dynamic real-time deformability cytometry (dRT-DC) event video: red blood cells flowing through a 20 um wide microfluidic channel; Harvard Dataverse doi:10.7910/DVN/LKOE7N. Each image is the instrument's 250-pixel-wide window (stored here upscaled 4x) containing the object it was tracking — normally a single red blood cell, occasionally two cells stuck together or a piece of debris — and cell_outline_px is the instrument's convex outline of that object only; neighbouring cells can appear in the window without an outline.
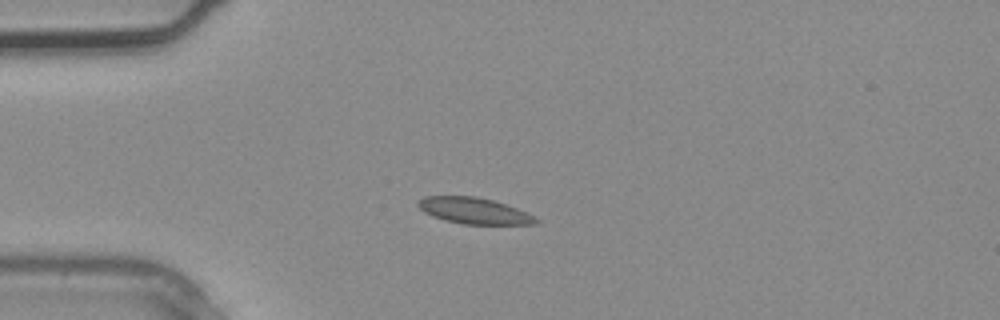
{"species": "common noctule bat (a hibernating species)", "species_latin": "Nyctalus noctula", "temperature_condition": "warm", "stored_images_in_passage": 1, "camera_frame_rate_fps": 3000, "um_per_image_px": 0.085, "animal": {"sex": "male", "body_mass_g": 20.4}, "frame": {"image": 1, "passage_image": 1, "time_ms": 0.0, "image_size_px": [1000, 320], "cell_outline_px": [[540, 220], [536, 224], [464, 224], [444, 220], [432, 216], [424, 212], [416, 204], [424, 196], [476, 196], [492, 200], [528, 212], [536, 216]], "centroid_in_image_um": [40.31, 17.92], "position_along_channel_um": 44.7, "area_um2": 17.98}}